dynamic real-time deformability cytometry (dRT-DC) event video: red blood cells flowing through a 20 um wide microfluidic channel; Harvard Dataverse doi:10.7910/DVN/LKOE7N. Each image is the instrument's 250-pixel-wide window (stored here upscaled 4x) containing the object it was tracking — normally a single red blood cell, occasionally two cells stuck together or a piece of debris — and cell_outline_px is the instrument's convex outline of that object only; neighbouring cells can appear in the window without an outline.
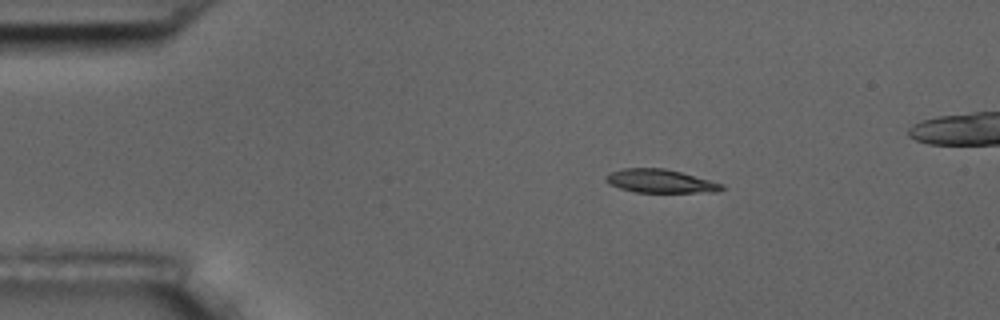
{"species": "common noctule bat (a hibernating species)", "species_latin": "Nyctalus noctula", "temperature_condition": "room temperature", "stored_images_in_passage": 5, "camera_frame_rate_fps": 3000, "um_per_image_px": 0.085, "animal": {"sex": "male", "body_mass_g": 17.5, "forearm_length_mm": 52.3}, "frame": {"image": 1, "passage_image": 2, "time_ms": 2.0, "image_size_px": [1000, 320], "cell_outline_px": [[724, 188], [716, 192], [636, 192], [620, 188], [608, 184], [604, 180], [604, 176], [608, 172], [624, 168], [664, 168], [680, 172], [724, 184]], "centroid_in_image_um": [56.06, 15.39], "position_along_channel_um": 28.9, "area_um2": 15.84}}
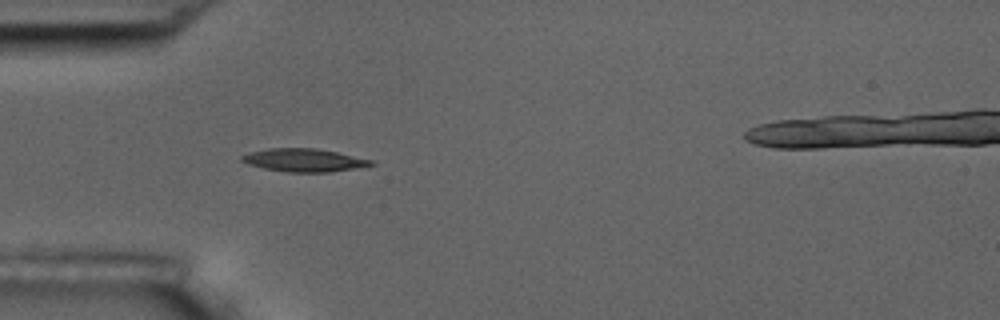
{"frame": {"image": 2, "passage_image": 4, "time_ms": 4.333, "image_size_px": [1000, 320], "cell_outline_px": [[376, 164], [328, 172], [288, 172], [264, 168], [248, 164], [240, 160], [240, 156], [248, 152], [268, 148], [316, 148], [376, 160]], "centroid_in_image_um": [25.82, 13.6], "position_along_channel_um": 59.2, "area_um2": 17.34}}